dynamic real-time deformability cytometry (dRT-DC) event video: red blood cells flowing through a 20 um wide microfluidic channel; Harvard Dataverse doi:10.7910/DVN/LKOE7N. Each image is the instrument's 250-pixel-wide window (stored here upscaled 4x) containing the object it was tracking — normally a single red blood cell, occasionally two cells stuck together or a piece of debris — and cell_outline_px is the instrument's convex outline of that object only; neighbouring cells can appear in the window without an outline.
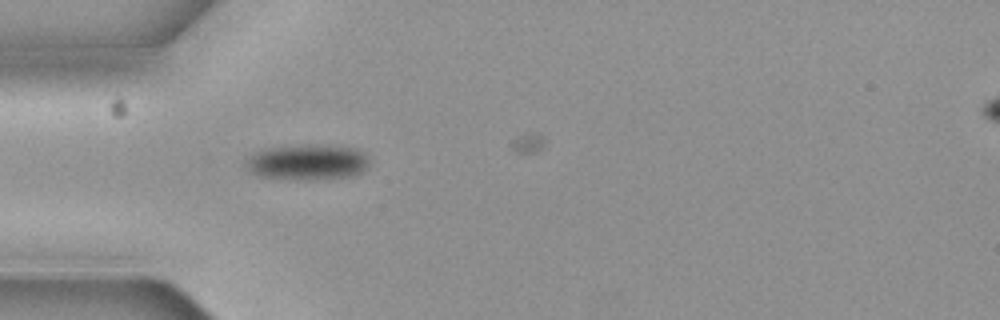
{"species": "common noctule bat (a hibernating species)", "species_latin": "Nyctalus noctula", "temperature_condition": "cold", "stored_images_in_passage": 2, "camera_frame_rate_fps": 3000, "um_per_image_px": 0.085, "animal": {"sex": "female", "body_mass_g": 19.3, "forearm_length_mm": 54.1}, "frame": {"image": 1, "passage_image": 1, "time_ms": 0.0, "image_size_px": [1000, 320], "cell_outline_px": [[368, 168], [364, 172], [352, 176], [312, 180], [300, 180], [260, 176], [252, 172], [244, 164], [244, 160], [248, 156], [256, 152], [268, 148], [356, 148], [368, 156]], "centroid_in_image_um": [26.14, 13.86], "position_along_channel_um": 58.9, "area_um2": 24.51}}